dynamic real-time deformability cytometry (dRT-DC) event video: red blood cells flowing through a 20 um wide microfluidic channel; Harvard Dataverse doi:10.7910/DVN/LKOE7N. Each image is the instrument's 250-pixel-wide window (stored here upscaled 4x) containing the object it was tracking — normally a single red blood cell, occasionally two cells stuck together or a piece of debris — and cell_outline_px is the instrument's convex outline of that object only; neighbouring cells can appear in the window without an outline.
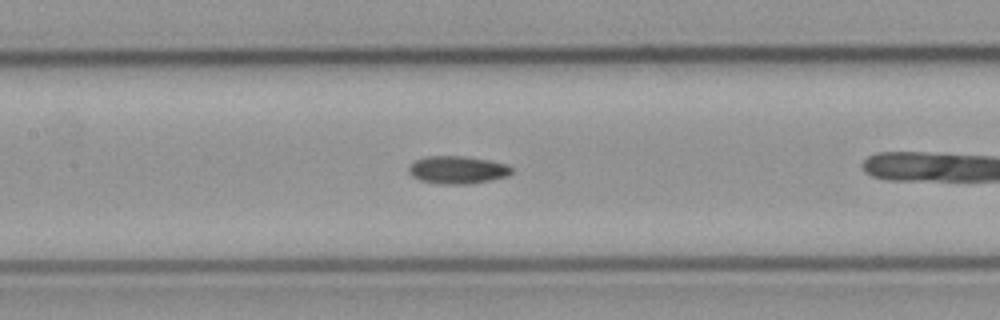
{"species": "common noctule bat (a hibernating species)", "species_latin": "Nyctalus noctula", "temperature_condition": "cold", "stored_images_in_passage": 22, "camera_frame_rate_fps": 3000, "um_per_image_px": 0.085, "animal": {"sex": "male", "body_mass_g": 23.1, "forearm_length_mm": 52.7}, "frame": {"image": 1, "passage_image": 5, "time_ms": 1.333, "image_size_px": [1000, 320], "cell_outline_px": [[512, 172], [508, 176], [492, 180], [468, 184], [440, 184], [420, 180], [412, 176], [408, 172], [408, 168], [416, 160], [428, 156], [464, 156], [488, 160], [508, 164], [512, 168]], "centroid_in_image_um": [38.91, 14.44], "position_along_channel_um": 168.5, "area_um2": 16.65}}
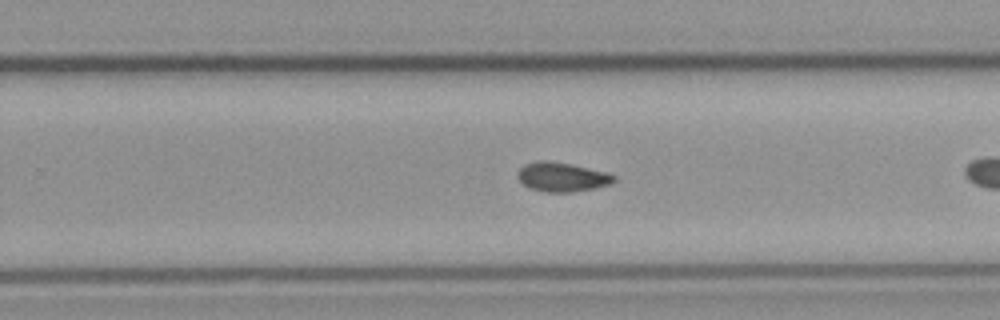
{"frame": {"image": 2, "passage_image": 14, "time_ms": 4.333, "image_size_px": [1000, 320], "cell_outline_px": [[616, 180], [612, 184], [596, 188], [572, 192], [544, 192], [528, 188], [516, 176], [516, 172], [524, 164], [540, 160], [548, 160], [568, 164], [604, 172], [616, 176]], "centroid_in_image_um": [47.74, 15.06], "position_along_channel_um": 282.1, "area_um2": 16.42}}
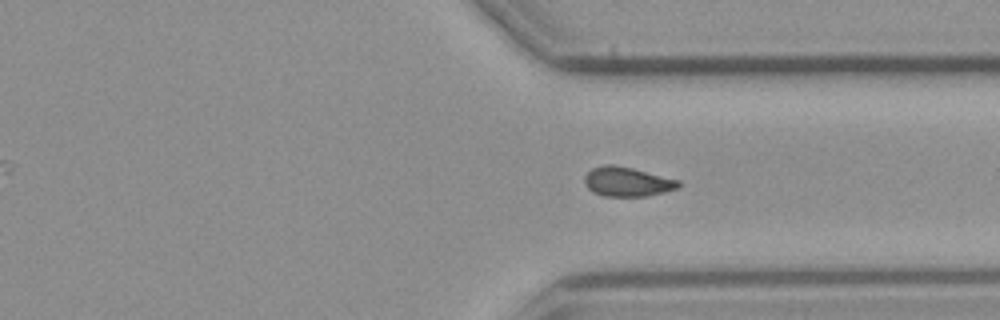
{"frame": {"image": 3, "passage_image": 20, "time_ms": 6.333, "image_size_px": [1000, 320], "cell_outline_px": [[680, 184], [676, 188], [664, 192], [648, 196], [604, 196], [592, 192], [588, 188], [584, 180], [584, 176], [592, 168], [604, 164], [612, 164], [632, 168], [680, 180]], "centroid_in_image_um": [53.29, 15.44], "position_along_channel_um": 358.1, "area_um2": 16.07}}